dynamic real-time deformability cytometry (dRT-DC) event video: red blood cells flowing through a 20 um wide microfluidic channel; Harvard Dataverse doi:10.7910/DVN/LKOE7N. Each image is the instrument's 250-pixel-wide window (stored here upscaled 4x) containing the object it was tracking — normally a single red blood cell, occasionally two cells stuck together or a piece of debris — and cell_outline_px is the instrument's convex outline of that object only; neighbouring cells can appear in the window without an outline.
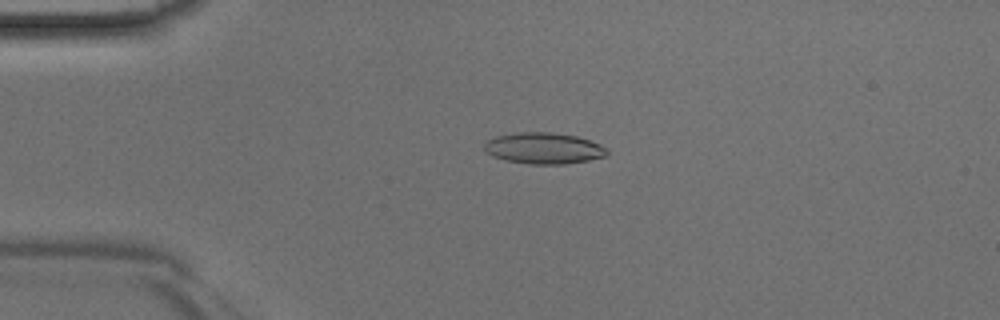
{"species": "Egyptian fruit bat (a non-hibernating species)", "species_latin": "Rousettus aegyptiacus", "temperature_condition": "room temperature", "stored_images_in_passage": 44, "camera_frame_rate_fps": 3000, "um_per_image_px": 0.085, "animal": {"sex": "male"}, "frame": {"image": 1, "passage_image": 10, "time_ms": 3.0, "image_size_px": [1000, 320], "cell_outline_px": [[608, 152], [604, 156], [588, 160], [564, 164], [528, 164], [504, 160], [492, 156], [484, 148], [484, 140], [496, 136], [520, 132], [552, 132], [576, 136], [600, 144], [608, 148]], "centroid_in_image_um": [46.19, 12.6], "position_along_channel_um": 38.8, "area_um2": 22.37}}
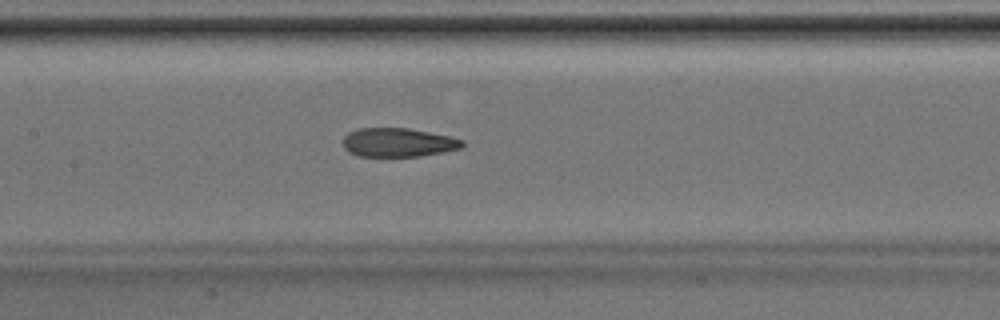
{"frame": {"image": 2, "passage_image": 21, "time_ms": 6.667, "image_size_px": [1000, 320], "cell_outline_px": [[464, 144], [460, 148], [420, 156], [360, 156], [348, 152], [344, 148], [344, 136], [348, 132], [356, 128], [408, 128], [448, 136], [464, 140]], "centroid_in_image_um": [33.8, 12.1], "position_along_channel_um": 173.6, "area_um2": 19.88}}
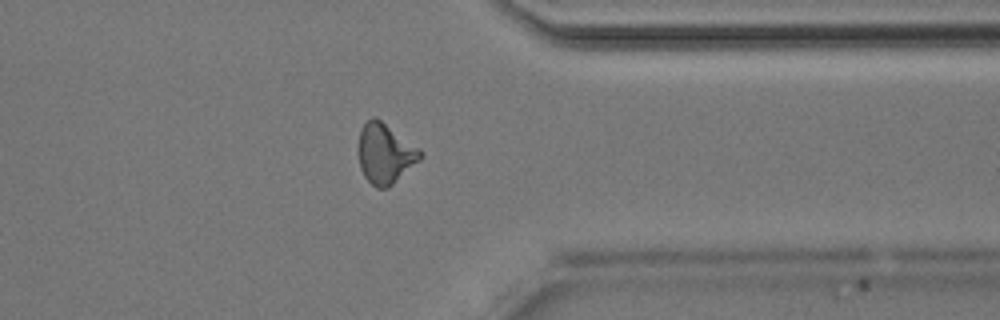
{"frame": {"image": 3, "passage_image": 35, "time_ms": 11.333, "image_size_px": [1000, 320], "cell_outline_px": [[424, 156], [420, 160], [388, 188], [376, 188], [364, 176], [360, 168], [360, 128], [372, 116], [380, 120], [420, 148], [424, 152]], "centroid_in_image_um": [32.77, 13.06], "position_along_channel_um": 378.6, "area_um2": 21.39}}